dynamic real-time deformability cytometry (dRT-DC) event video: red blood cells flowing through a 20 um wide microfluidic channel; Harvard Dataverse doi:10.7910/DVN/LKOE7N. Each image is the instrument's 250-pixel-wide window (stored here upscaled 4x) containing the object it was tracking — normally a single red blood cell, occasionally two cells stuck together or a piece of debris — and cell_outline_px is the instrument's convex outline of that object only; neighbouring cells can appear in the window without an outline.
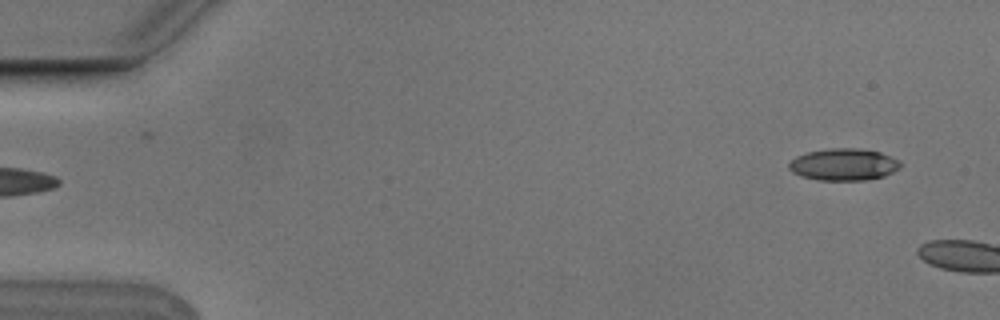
{"species": "Egyptian fruit bat (a non-hibernating species)", "species_latin": "Rousettus aegyptiacus", "temperature_condition": "cold", "stored_images_in_passage": 5, "camera_frame_rate_fps": 3000, "um_per_image_px": 0.085, "animal": {"sex": "male"}, "frame": {"image": 1, "passage_image": 5, "time_ms": 1.333, "image_size_px": [1000, 320], "cell_outline_px": [[900, 168], [884, 176], [868, 180], [816, 180], [800, 176], [792, 172], [788, 168], [788, 164], [796, 156], [808, 152], [832, 148], [856, 148], [880, 152], [900, 160]], "centroid_in_image_um": [71.7, 13.99], "position_along_channel_um": 13.3, "area_um2": 20.81}}